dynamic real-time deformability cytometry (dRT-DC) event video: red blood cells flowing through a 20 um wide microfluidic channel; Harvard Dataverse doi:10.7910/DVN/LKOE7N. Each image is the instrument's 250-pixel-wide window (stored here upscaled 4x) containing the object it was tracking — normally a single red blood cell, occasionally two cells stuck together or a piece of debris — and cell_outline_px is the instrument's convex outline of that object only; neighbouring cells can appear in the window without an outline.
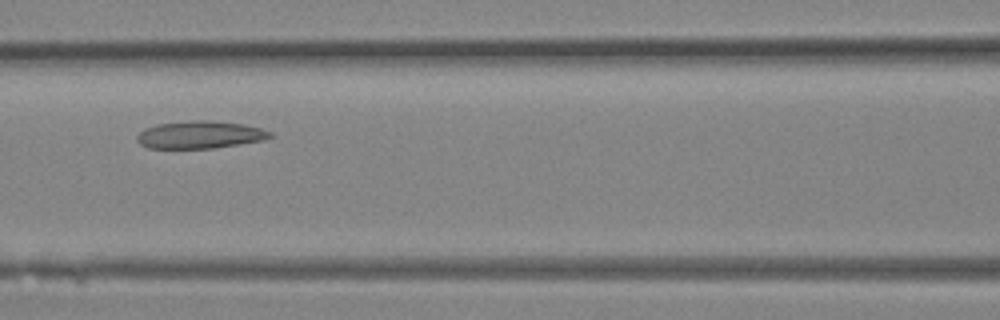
{"species": "Egyptian fruit bat (a non-hibernating species)", "species_latin": "Rousettus aegyptiacus", "temperature_condition": "room temperature", "stored_images_in_passage": 26, "camera_frame_rate_fps": 3000, "um_per_image_px": 0.085, "animal": {"sex": "female"}, "frame": {"image": 1, "passage_image": 10, "time_ms": 3.0, "image_size_px": [1000, 320], "cell_outline_px": [[272, 136], [264, 140], [240, 144], [212, 148], [148, 148], [140, 144], [136, 140], [136, 136], [144, 128], [156, 124], [192, 120], [208, 120], [244, 124], [260, 128], [272, 132]], "centroid_in_image_um": [16.98, 11.45], "position_along_channel_um": 149.6, "area_um2": 21.39}}
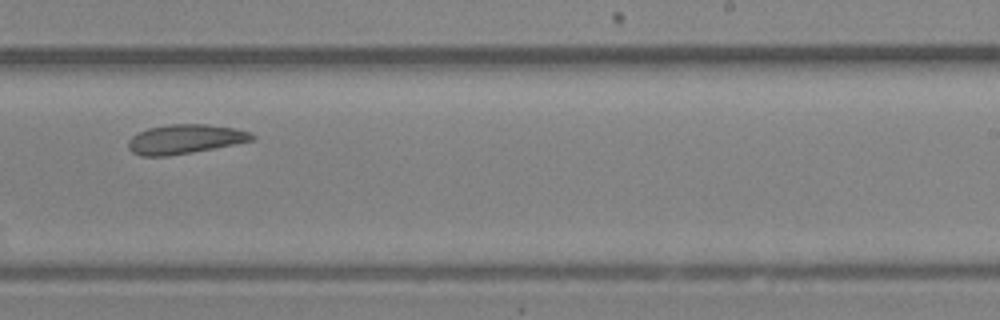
{"frame": {"image": 2, "passage_image": 16, "time_ms": 5.0, "image_size_px": [1000, 320], "cell_outline_px": [[256, 136], [252, 140], [192, 152], [168, 156], [140, 156], [132, 152], [128, 148], [128, 140], [136, 132], [148, 128], [168, 124], [208, 124], [236, 128], [252, 132]], "centroid_in_image_um": [15.69, 11.81], "position_along_channel_um": 273.3, "area_um2": 21.21}}
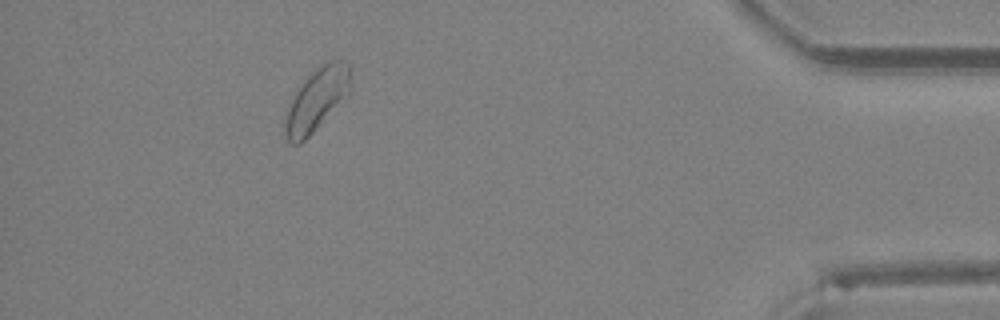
{"frame": {"image": 3, "passage_image": 25, "time_ms": 8.0, "image_size_px": [1000, 320], "cell_outline_px": [[352, 88], [348, 96], [300, 144], [292, 144], [284, 136], [284, 120], [288, 108], [296, 92], [308, 76], [320, 64], [328, 60], [340, 60], [348, 64], [352, 80]], "centroid_in_image_um": [26.95, 8.45], "position_along_channel_um": 408.3, "area_um2": 23.81}}